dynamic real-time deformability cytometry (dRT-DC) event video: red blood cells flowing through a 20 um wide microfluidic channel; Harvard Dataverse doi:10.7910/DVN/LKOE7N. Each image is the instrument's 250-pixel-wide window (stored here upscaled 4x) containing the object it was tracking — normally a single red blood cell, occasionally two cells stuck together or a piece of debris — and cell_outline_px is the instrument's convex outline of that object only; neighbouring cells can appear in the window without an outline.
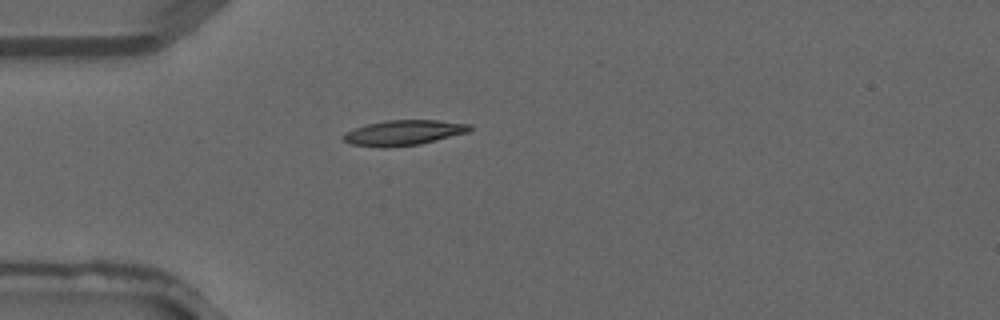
{"species": "common noctule bat (a hibernating species)", "species_latin": "Nyctalus noctula", "temperature_condition": "warm", "stored_images_in_passage": 4, "camera_frame_rate_fps": 3000, "um_per_image_px": 0.085, "animal": {"sex": "male", "forearm_length_mm": 52.5}, "frame": {"image": 1, "passage_image": 3, "time_ms": 0.667, "image_size_px": [1000, 320], "cell_outline_px": [[472, 128], [468, 132], [420, 144], [384, 148], [352, 144], [344, 140], [344, 132], [352, 128], [368, 124], [388, 120], [436, 120], [472, 124]], "centroid_in_image_um": [34.31, 11.28], "position_along_channel_um": 50.7, "area_um2": 18.5}}